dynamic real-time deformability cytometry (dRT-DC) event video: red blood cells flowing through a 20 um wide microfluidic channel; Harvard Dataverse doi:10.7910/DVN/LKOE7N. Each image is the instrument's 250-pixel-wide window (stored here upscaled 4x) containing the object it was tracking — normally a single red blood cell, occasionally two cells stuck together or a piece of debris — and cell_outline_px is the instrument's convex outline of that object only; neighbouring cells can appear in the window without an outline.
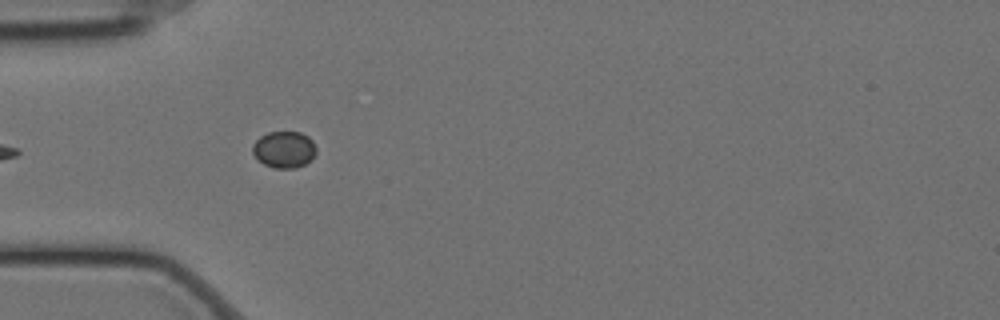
{"species": "Egyptian fruit bat (a non-hibernating species)", "species_latin": "Rousettus aegyptiacus", "temperature_condition": "cold", "stored_images_in_passage": 30, "camera_frame_rate_fps": 3000, "um_per_image_px": 0.085, "animal": {"sex": "female"}, "frame": {"image": 1, "passage_image": 5, "time_ms": 1.333, "image_size_px": [1000, 320], "cell_outline_px": [[316, 152], [312, 160], [296, 168], [276, 168], [264, 164], [252, 152], [252, 144], [260, 136], [268, 132], [300, 132], [308, 136], [312, 140], [316, 148]], "centroid_in_image_um": [24.16, 12.7], "position_along_channel_um": 60.8, "area_um2": 13.58}}